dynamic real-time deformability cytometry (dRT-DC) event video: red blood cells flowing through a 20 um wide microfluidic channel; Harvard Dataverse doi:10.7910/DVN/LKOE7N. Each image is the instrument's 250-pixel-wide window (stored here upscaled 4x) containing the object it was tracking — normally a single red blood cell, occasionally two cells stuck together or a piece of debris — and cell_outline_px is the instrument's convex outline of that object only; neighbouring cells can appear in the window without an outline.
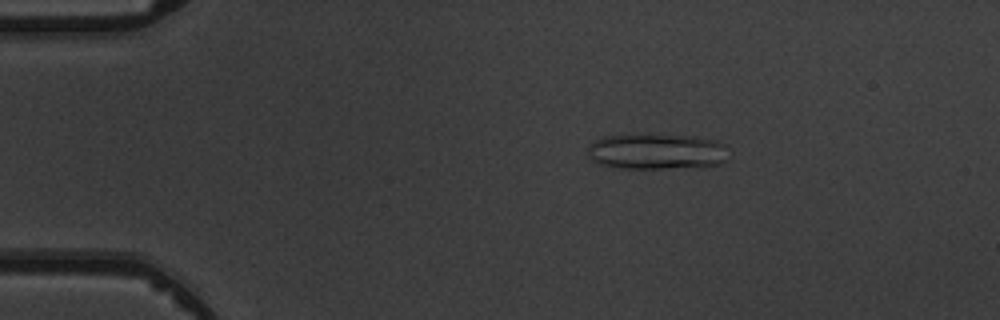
{"species": "common noctule bat (a hibernating species)", "species_latin": "Nyctalus noctula", "temperature_condition": "warm", "stored_images_in_passage": 7, "camera_frame_rate_fps": 3000, "um_per_image_px": 0.085, "animal": {"sex": "male", "body_mass_g": 19.5, "forearm_length_mm": 54.6}, "frame": {"image": 1, "passage_image": 3, "time_ms": 2.333, "image_size_px": [1000, 320], "cell_outline_px": [[728, 160], [720, 164], [700, 168], [624, 168], [600, 164], [592, 160], [588, 156], [588, 148], [596, 140], [604, 136], [640, 132], [692, 136], [716, 140], [728, 144]], "centroid_in_image_um": [55.9, 12.85], "position_along_channel_um": 29.1, "area_um2": 30.58}}
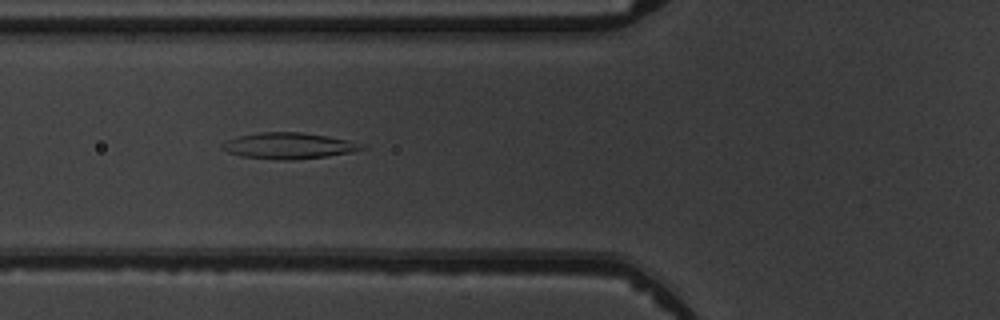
{"frame": {"image": 2, "passage_image": 6, "time_ms": 5.667, "image_size_px": [1000, 320], "cell_outline_px": [[368, 148], [352, 152], [328, 156], [292, 160], [284, 160], [240, 156], [228, 152], [220, 148], [220, 144], [228, 140], [240, 136], [260, 132], [300, 132], [328, 136], [348, 140], [360, 144]], "centroid_in_image_um": [24.54, 12.39], "position_along_channel_um": 101.3, "area_um2": 21.15}}
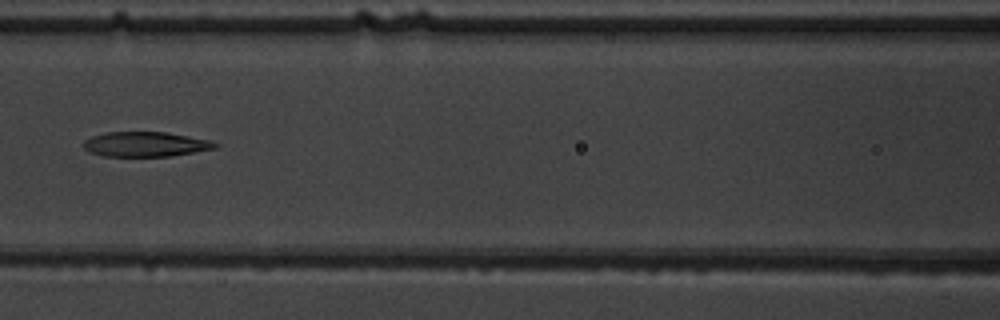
{"frame": {"image": 3, "passage_image": 7, "time_ms": 7.0, "image_size_px": [1000, 320], "cell_outline_px": [[220, 144], [216, 148], [172, 156], [104, 156], [88, 152], [84, 148], [84, 140], [92, 136], [104, 132], [164, 132], [208, 140]], "centroid_in_image_um": [12.33, 12.26], "position_along_channel_um": 154.3, "area_um2": 18.96}}